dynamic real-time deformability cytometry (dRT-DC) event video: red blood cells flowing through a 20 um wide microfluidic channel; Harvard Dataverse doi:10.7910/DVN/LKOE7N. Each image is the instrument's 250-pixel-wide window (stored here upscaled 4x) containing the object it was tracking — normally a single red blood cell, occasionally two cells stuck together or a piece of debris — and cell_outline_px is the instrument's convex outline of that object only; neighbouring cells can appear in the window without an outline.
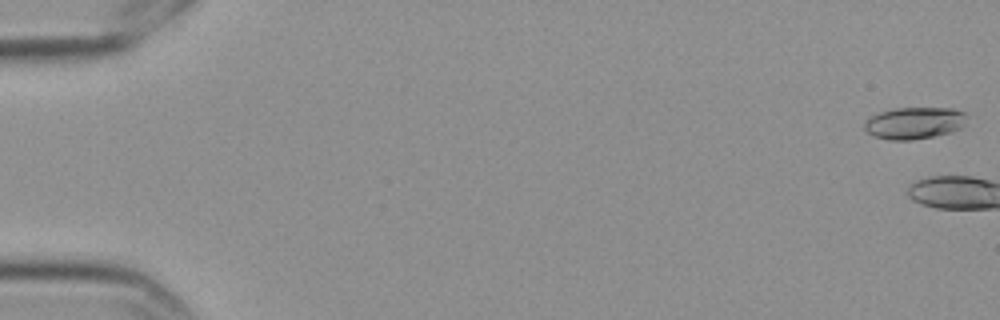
{"species": "Egyptian fruit bat (a non-hibernating species)", "species_latin": "Rousettus aegyptiacus", "temperature_condition": "cold", "stored_images_in_passage": 8, "camera_frame_rate_fps": 3000, "um_per_image_px": 0.085, "frame": {"image": 1, "passage_image": 1, "time_ms": 0.0, "image_size_px": [1000, 320], "cell_outline_px": [[964, 124], [960, 128], [952, 132], [912, 140], [888, 140], [876, 136], [868, 132], [864, 128], [864, 124], [868, 116], [880, 112], [896, 108], [952, 108], [964, 112]], "centroid_in_image_um": [77.68, 10.45], "position_along_channel_um": 7.3, "area_um2": 18.9}}
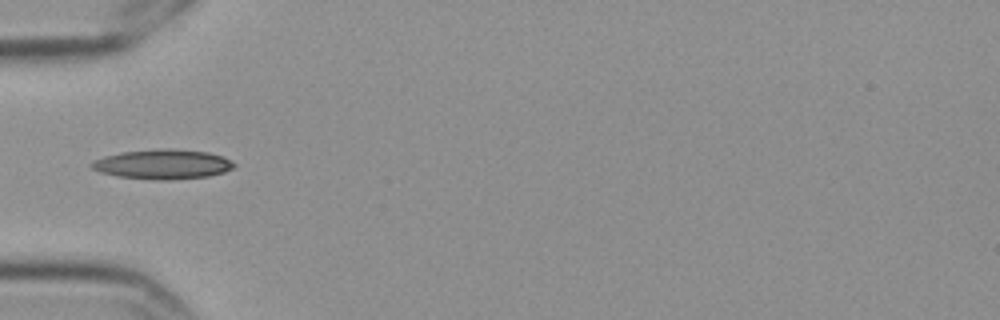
{"frame": {"image": 2, "passage_image": 7, "time_ms": 2.0, "image_size_px": [1000, 320], "cell_outline_px": [[236, 164], [232, 168], [224, 172], [208, 176], [172, 180], [152, 180], [116, 176], [100, 172], [92, 168], [88, 164], [92, 160], [104, 156], [120, 152], [164, 148], [172, 148], [208, 152], [224, 156]], "centroid_in_image_um": [13.81, 13.96], "position_along_channel_um": 71.2, "area_um2": 24.97}}
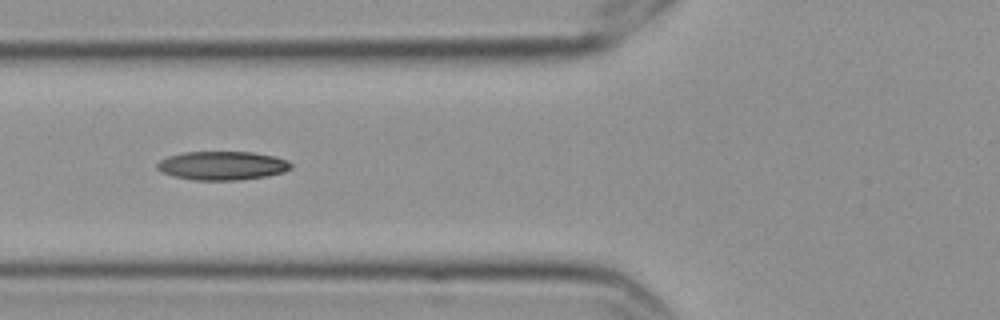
{"frame": {"image": 3, "passage_image": 8, "time_ms": 2.333, "image_size_px": [1000, 320], "cell_outline_px": [[292, 168], [284, 172], [268, 176], [240, 180], [196, 180], [172, 176], [160, 172], [156, 168], [156, 164], [160, 160], [168, 156], [184, 152], [252, 152], [276, 156], [288, 160], [292, 164]], "centroid_in_image_um": [18.9, 14.08], "position_along_channel_um": 106.9, "area_um2": 22.66}}